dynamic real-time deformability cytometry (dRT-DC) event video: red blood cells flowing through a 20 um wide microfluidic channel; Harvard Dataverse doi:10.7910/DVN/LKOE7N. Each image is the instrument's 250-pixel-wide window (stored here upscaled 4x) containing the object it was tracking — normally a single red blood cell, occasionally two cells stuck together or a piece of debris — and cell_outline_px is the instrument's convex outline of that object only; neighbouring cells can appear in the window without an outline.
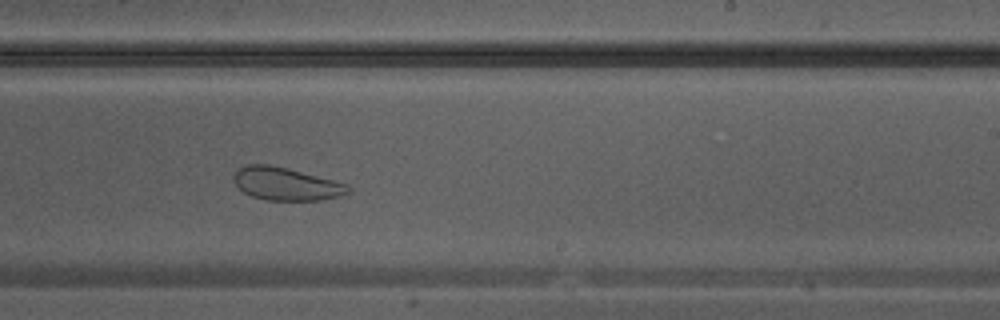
{"species": "Egyptian fruit bat (a non-hibernating species)", "species_latin": "Rousettus aegyptiacus", "temperature_condition": "warm", "stored_images_in_passage": 27, "camera_frame_rate_fps": 3000, "um_per_image_px": 0.085, "animal": {"sex": "male"}, "frame": {"image": 1, "passage_image": 16, "time_ms": 5.0, "image_size_px": [1000, 320], "cell_outline_px": [[352, 188], [348, 192], [340, 196], [320, 200], [268, 200], [252, 196], [244, 192], [232, 180], [232, 172], [244, 164], [268, 164], [288, 168], [348, 184]], "centroid_in_image_um": [24.27, 15.61], "position_along_channel_um": 264.7, "area_um2": 22.02}}
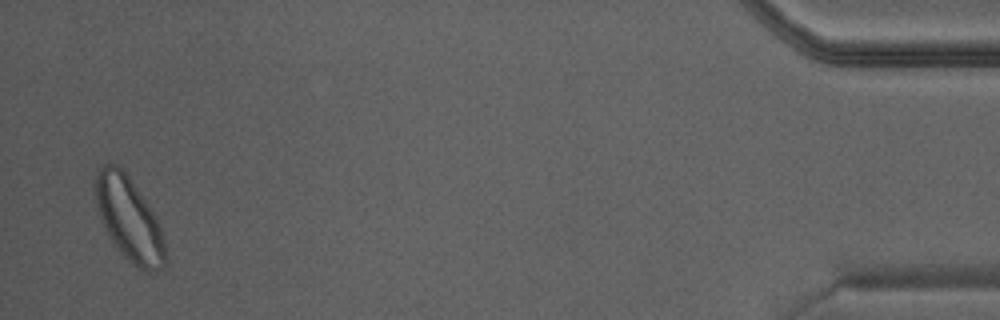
{"frame": {"image": 2, "passage_image": 27, "time_ms": 8.667, "image_size_px": [1000, 320], "cell_outline_px": [[168, 264], [164, 268], [156, 272], [144, 272], [124, 256], [120, 252], [112, 240], [100, 216], [96, 200], [96, 176], [100, 168], [104, 164], [116, 164], [128, 176], [152, 212], [160, 228], [164, 240], [168, 256]], "centroid_in_image_um": [11.03, 18.7], "position_along_channel_um": 424.2, "area_um2": 33.35}}